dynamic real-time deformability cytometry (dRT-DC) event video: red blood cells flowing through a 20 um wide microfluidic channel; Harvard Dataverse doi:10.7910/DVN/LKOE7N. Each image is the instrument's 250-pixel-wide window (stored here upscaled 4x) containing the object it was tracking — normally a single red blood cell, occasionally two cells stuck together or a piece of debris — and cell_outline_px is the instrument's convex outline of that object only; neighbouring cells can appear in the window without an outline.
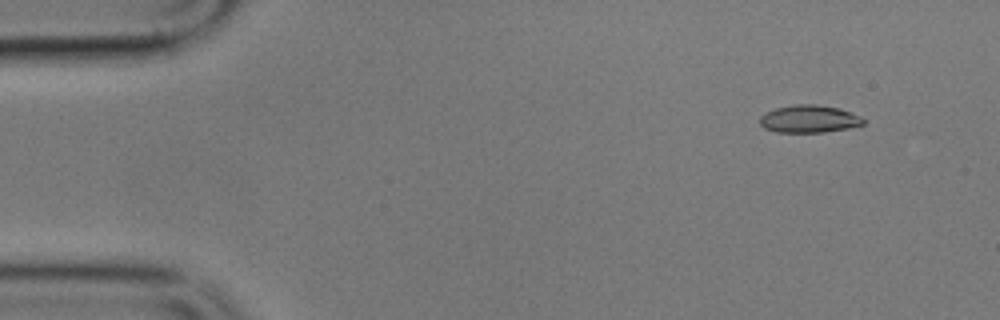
{"species": "common noctule bat (a hibernating species)", "species_latin": "Nyctalus noctula", "temperature_condition": "cold", "stored_images_in_passage": 6, "camera_frame_rate_fps": 3000, "um_per_image_px": 0.085, "animal": {"sex": "male", "body_mass_g": 17.9}, "frame": {"image": 1, "passage_image": 2, "time_ms": 1.333, "image_size_px": [1000, 320], "cell_outline_px": [[864, 124], [848, 128], [824, 132], [776, 132], [764, 128], [760, 124], [760, 116], [764, 112], [776, 108], [792, 104], [816, 104], [840, 108], [860, 116], [864, 120]], "centroid_in_image_um": [68.75, 10.1], "position_along_channel_um": 16.3, "area_um2": 16.7}}
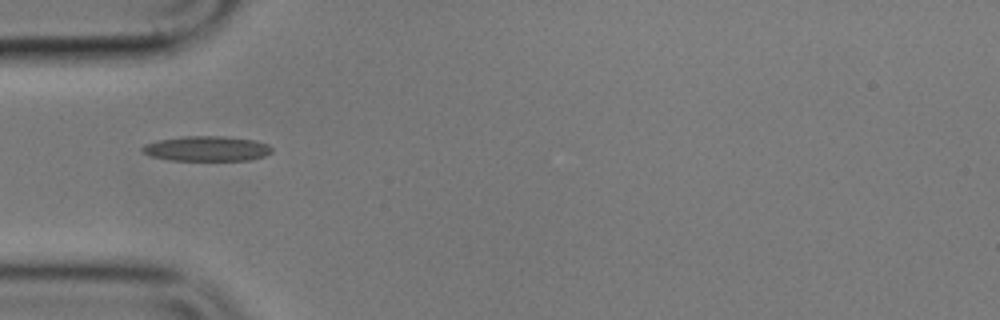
{"frame": {"image": 2, "passage_image": 6, "time_ms": 6.0, "image_size_px": [1000, 320], "cell_outline_px": [[272, 152], [264, 156], [248, 160], [168, 160], [152, 156], [144, 152], [140, 148], [144, 144], [160, 140], [184, 136], [224, 136], [256, 140], [268, 144], [272, 148]], "centroid_in_image_um": [17.6, 12.63], "position_along_channel_um": 67.4, "area_um2": 18.84}}